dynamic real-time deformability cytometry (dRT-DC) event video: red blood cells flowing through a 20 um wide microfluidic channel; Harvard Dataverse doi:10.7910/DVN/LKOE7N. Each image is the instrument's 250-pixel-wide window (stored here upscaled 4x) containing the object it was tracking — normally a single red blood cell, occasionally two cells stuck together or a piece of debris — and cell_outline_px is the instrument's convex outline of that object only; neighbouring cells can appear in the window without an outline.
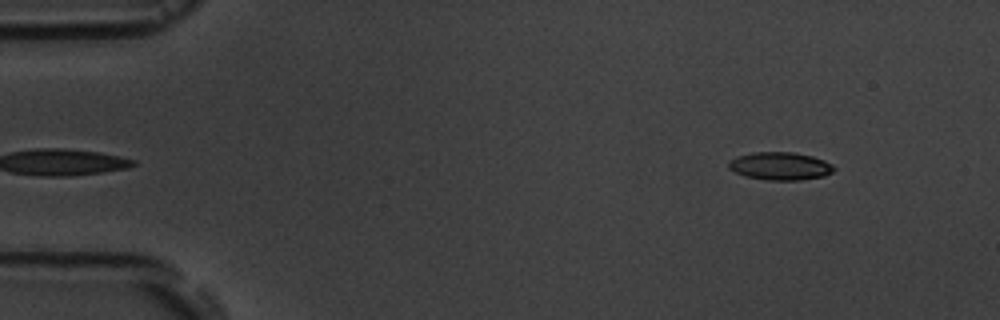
{"species": "common noctule bat (a hibernating species)", "species_latin": "Nyctalus noctula", "temperature_condition": "room temperature", "stored_images_in_passage": 5, "segment_of_instrument_passage": [2, 2], "camera_frame_rate_fps": 3000, "um_per_image_px": 0.085, "animal": {"sex": "male", "body_mass_g": 19.5, "forearm_length_mm": 54.6}, "frame": {"image": 1, "passage_image": 5, "time_ms": 6.333, "image_size_px": [1000, 320], "cell_outline_px": [[836, 168], [832, 172], [824, 176], [800, 180], [768, 180], [744, 176], [728, 168], [728, 160], [736, 156], [752, 152], [792, 152], [812, 156], [824, 160], [832, 164]], "centroid_in_image_um": [66.29, 14.11], "position_along_channel_um": 18.7, "area_um2": 17.22}}